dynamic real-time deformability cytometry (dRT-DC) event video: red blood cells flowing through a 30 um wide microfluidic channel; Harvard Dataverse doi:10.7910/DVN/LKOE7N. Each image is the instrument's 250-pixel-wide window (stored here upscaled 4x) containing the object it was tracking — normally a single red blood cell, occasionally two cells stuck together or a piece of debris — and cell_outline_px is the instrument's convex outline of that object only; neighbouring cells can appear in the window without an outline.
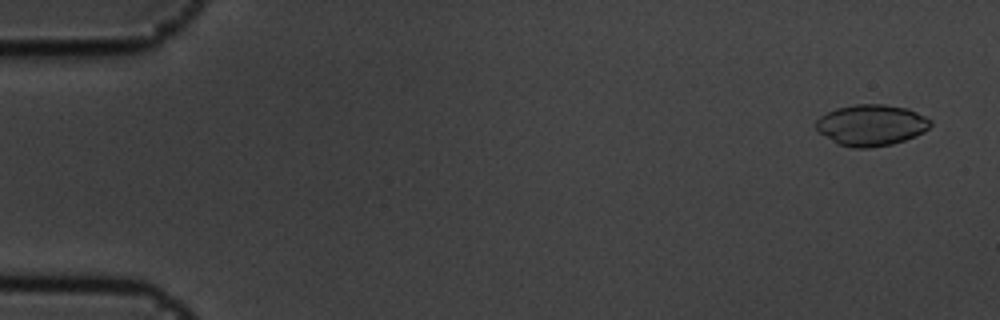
{"species": "common noctule bat (a hibernating species)", "species_latin": "Nyctalus noctula", "temperature_condition": "cold", "stored_images_in_passage": 10, "camera_frame_rate_fps": 3000, "um_per_image_px": 0.085, "animal": {"sex": "male", "body_mass_g": 19.5, "forearm_length_mm": 54.6}, "frame": {"image": 1, "passage_image": 1, "time_ms": 0.0, "image_size_px": [1000, 320], "cell_outline_px": [[932, 124], [924, 132], [916, 136], [892, 144], [868, 148], [852, 148], [836, 144], [820, 132], [816, 128], [816, 120], [820, 116], [836, 108], [856, 104], [884, 104], [908, 108], [932, 120]], "centroid_in_image_um": [74.06, 10.64], "position_along_channel_um": 10.9, "area_um2": 27.57}}